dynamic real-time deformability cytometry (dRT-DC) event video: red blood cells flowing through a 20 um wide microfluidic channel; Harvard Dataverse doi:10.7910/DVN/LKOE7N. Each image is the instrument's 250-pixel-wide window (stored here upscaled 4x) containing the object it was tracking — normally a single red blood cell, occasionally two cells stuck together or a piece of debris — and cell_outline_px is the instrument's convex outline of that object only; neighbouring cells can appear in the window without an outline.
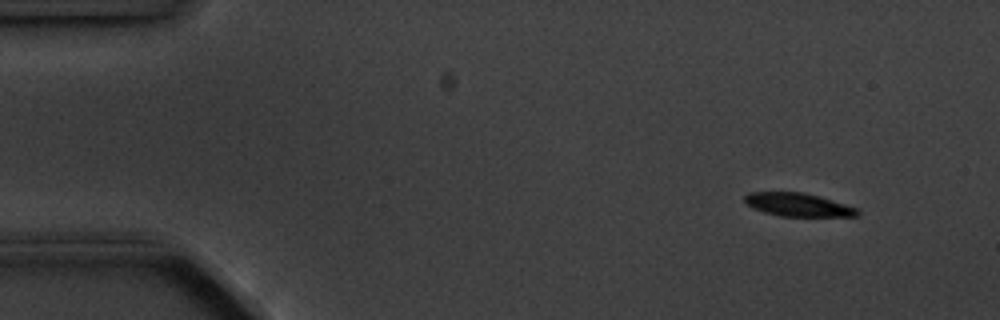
{"species": "common noctule bat (a hibernating species)", "species_latin": "Nyctalus noctula", "temperature_condition": "cold", "stored_images_in_passage": 3, "camera_frame_rate_fps": 3000, "um_per_image_px": 0.085, "animal": {"sex": "male", "body_mass_g": 20.1, "forearm_length_mm": 53.5}, "frame": {"image": 1, "passage_image": 1, "time_ms": 0.0, "image_size_px": [1000, 320], "cell_outline_px": [[860, 216], [780, 216], [764, 212], [752, 208], [744, 200], [744, 196], [748, 192], [804, 192], [820, 196], [860, 208]], "centroid_in_image_um": [67.88, 17.4], "position_along_channel_um": 17.1, "area_um2": 15.49}}
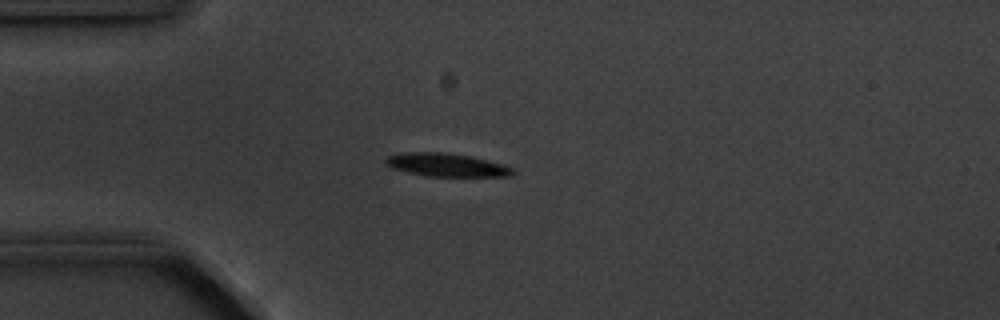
{"frame": {"image": 2, "passage_image": 3, "time_ms": 3.0, "image_size_px": [1000, 320], "cell_outline_px": [[516, 172], [512, 176], [424, 176], [392, 168], [384, 164], [384, 160], [388, 156], [400, 152], [440, 152], [468, 156], [504, 164], [512, 168]], "centroid_in_image_um": [37.91, 14.02], "position_along_channel_um": 47.1, "area_um2": 17.17}}